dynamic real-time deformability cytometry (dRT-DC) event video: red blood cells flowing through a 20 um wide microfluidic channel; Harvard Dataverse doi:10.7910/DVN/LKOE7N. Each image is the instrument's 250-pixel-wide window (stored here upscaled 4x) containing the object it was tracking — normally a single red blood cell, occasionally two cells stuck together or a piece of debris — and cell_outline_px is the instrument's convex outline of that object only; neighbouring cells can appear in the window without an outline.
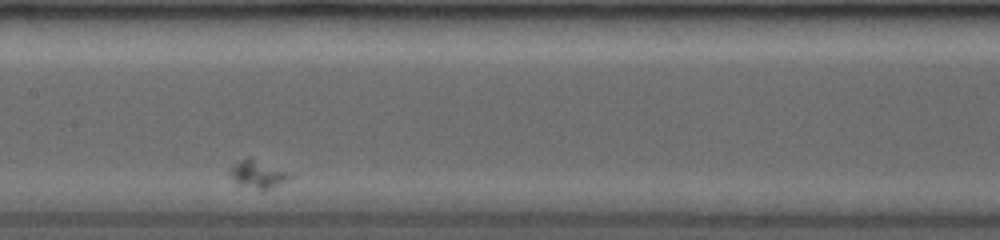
{"species": "common noctule bat (a hibernating species)", "species_latin": "Nyctalus noctula", "temperature_condition": "room temperature", "stored_images_in_passage": 35, "camera_frame_rate_fps": 3500, "um_per_image_px": 0.085, "animal": {"sex": "female", "body_mass_g": 19.0, "forearm_length_mm": 53.3}, "frame": {"image": 1, "passage_image": 14, "time_ms": 3.714, "image_size_px": [1000, 240], "cell_outline_px": [[296, 176], [268, 188], [256, 188], [236, 184], [228, 172], [228, 168], [232, 164], [248, 156], [252, 156], [292, 172]], "centroid_in_image_um": [21.92, 14.73], "position_along_channel_um": 185.5, "area_um2": 10.06}}
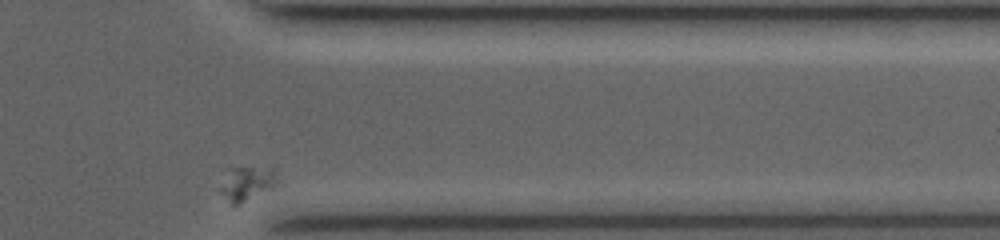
{"frame": {"image": 2, "passage_image": 35, "time_ms": 9.714, "image_size_px": [1000, 240], "cell_outline_px": [[276, 180], [272, 184], [232, 208], [224, 192], [224, 168], [276, 164]], "centroid_in_image_um": [21.01, 15.45], "position_along_channel_um": 390.4, "area_um2": 11.1}}